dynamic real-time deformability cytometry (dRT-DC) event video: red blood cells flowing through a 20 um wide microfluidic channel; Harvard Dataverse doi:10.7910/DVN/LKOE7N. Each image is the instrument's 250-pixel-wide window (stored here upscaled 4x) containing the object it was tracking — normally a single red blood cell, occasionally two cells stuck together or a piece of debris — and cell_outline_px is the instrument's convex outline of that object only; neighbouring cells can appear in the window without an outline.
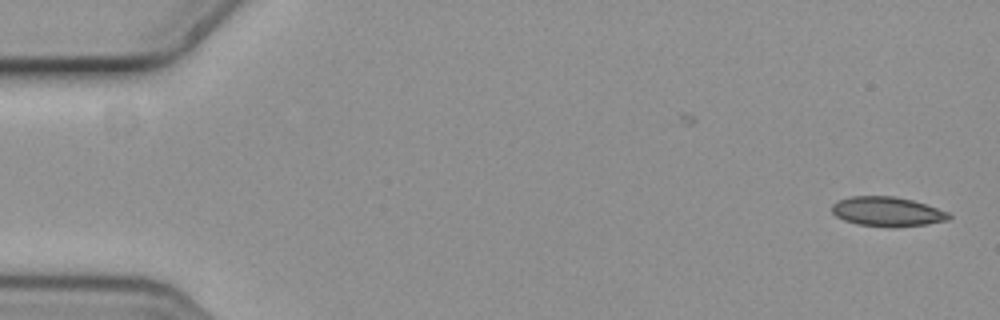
{"species": "common noctule bat (a hibernating species)", "species_latin": "Nyctalus noctula", "temperature_condition": "cold", "stored_images_in_passage": 3, "camera_frame_rate_fps": 3000, "um_per_image_px": 0.085, "animal": {"sex": "female", "body_mass_g": 19.3, "forearm_length_mm": 54.1}, "frame": {"image": 1, "passage_image": 3, "time_ms": 0.667, "image_size_px": [1000, 320], "cell_outline_px": [[952, 216], [948, 220], [924, 224], [896, 228], [888, 228], [856, 224], [844, 220], [836, 216], [832, 212], [832, 204], [840, 200], [852, 196], [892, 196], [912, 200], [948, 212]], "centroid_in_image_um": [75.4, 18.0], "position_along_channel_um": 9.6, "area_um2": 20.11}}